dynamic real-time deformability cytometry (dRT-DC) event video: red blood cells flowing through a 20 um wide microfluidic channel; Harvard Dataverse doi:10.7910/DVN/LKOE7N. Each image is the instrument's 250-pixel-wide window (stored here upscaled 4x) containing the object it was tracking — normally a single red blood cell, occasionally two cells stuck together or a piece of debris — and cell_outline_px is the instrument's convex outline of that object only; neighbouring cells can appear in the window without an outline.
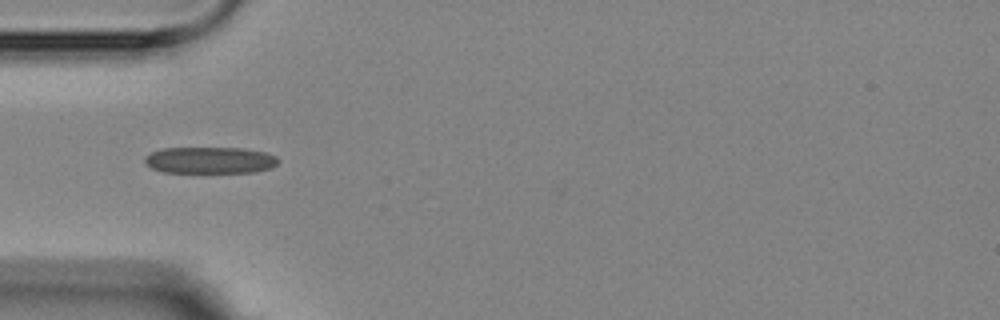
{"species": "Egyptian fruit bat (a non-hibernating species)", "species_latin": "Rousettus aegyptiacus", "temperature_condition": "room temperature", "stored_images_in_passage": 5, "camera_frame_rate_fps": 3000, "um_per_image_px": 0.085, "animal": {"sex": "female"}, "frame": {"image": 1, "passage_image": 3, "time_ms": 3.0, "image_size_px": [1000, 320], "cell_outline_px": [[276, 164], [272, 168], [256, 172], [164, 172], [152, 168], [144, 160], [152, 152], [164, 148], [244, 148], [264, 152], [276, 156]], "centroid_in_image_um": [17.88, 13.62], "position_along_channel_um": 67.1, "area_um2": 20.4}}
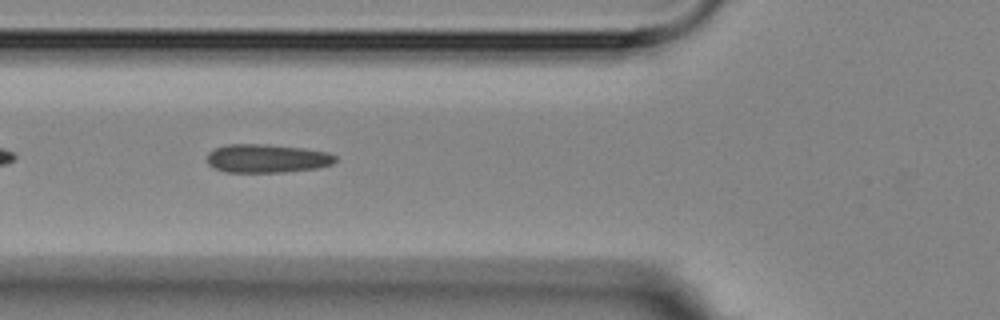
{"frame": {"image": 2, "passage_image": 4, "time_ms": 4.0, "image_size_px": [1000, 320], "cell_outline_px": [[336, 160], [332, 164], [316, 168], [284, 172], [224, 172], [208, 164], [208, 152], [216, 148], [228, 144], [264, 144], [304, 148], [328, 152], [336, 156]], "centroid_in_image_um": [22.7, 13.46], "position_along_channel_um": 103.1, "area_um2": 21.27}}
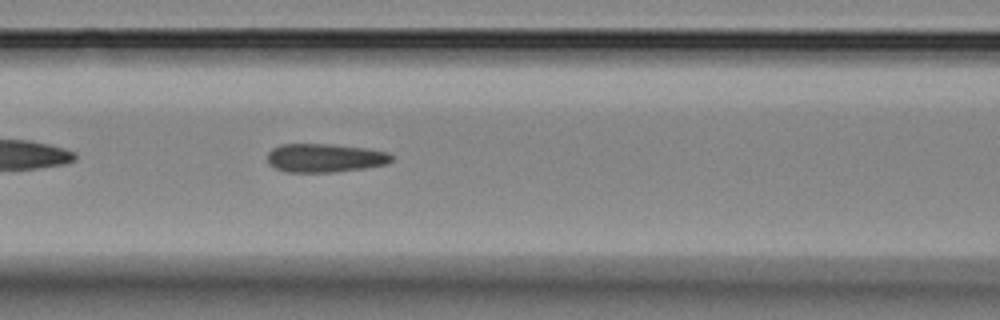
{"frame": {"image": 3, "passage_image": 5, "time_ms": 5.0, "image_size_px": [1000, 320], "cell_outline_px": [[392, 160], [388, 164], [364, 168], [332, 172], [284, 172], [268, 164], [268, 152], [272, 148], [280, 144], [328, 144], [368, 148], [388, 152], [392, 156]], "centroid_in_image_um": [27.61, 13.42], "position_along_channel_um": 139.0, "area_um2": 20.81}}